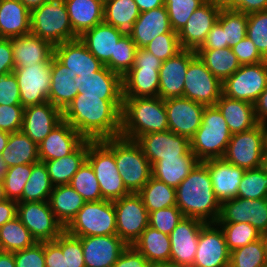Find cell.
<instances>
[{
    "instance_id": "obj_1",
    "label": "cell",
    "mask_w": 267,
    "mask_h": 267,
    "mask_svg": "<svg viewBox=\"0 0 267 267\" xmlns=\"http://www.w3.org/2000/svg\"><path fill=\"white\" fill-rule=\"evenodd\" d=\"M122 108L123 101L78 93L62 114L85 140L99 141L120 136Z\"/></svg>"
},
{
    "instance_id": "obj_2",
    "label": "cell",
    "mask_w": 267,
    "mask_h": 267,
    "mask_svg": "<svg viewBox=\"0 0 267 267\" xmlns=\"http://www.w3.org/2000/svg\"><path fill=\"white\" fill-rule=\"evenodd\" d=\"M176 206L185 217L216 223L221 203L217 200L208 167L199 162L176 187Z\"/></svg>"
},
{
    "instance_id": "obj_3",
    "label": "cell",
    "mask_w": 267,
    "mask_h": 267,
    "mask_svg": "<svg viewBox=\"0 0 267 267\" xmlns=\"http://www.w3.org/2000/svg\"><path fill=\"white\" fill-rule=\"evenodd\" d=\"M164 100L160 97L123 98L120 136L136 140L138 137L168 131Z\"/></svg>"
},
{
    "instance_id": "obj_4",
    "label": "cell",
    "mask_w": 267,
    "mask_h": 267,
    "mask_svg": "<svg viewBox=\"0 0 267 267\" xmlns=\"http://www.w3.org/2000/svg\"><path fill=\"white\" fill-rule=\"evenodd\" d=\"M113 152L126 189L138 193L152 176L149 160L135 140L122 136L102 140Z\"/></svg>"
},
{
    "instance_id": "obj_5",
    "label": "cell",
    "mask_w": 267,
    "mask_h": 267,
    "mask_svg": "<svg viewBox=\"0 0 267 267\" xmlns=\"http://www.w3.org/2000/svg\"><path fill=\"white\" fill-rule=\"evenodd\" d=\"M231 135L218 107L205 106L201 126L190 139V150L200 162L223 158Z\"/></svg>"
},
{
    "instance_id": "obj_6",
    "label": "cell",
    "mask_w": 267,
    "mask_h": 267,
    "mask_svg": "<svg viewBox=\"0 0 267 267\" xmlns=\"http://www.w3.org/2000/svg\"><path fill=\"white\" fill-rule=\"evenodd\" d=\"M30 33L54 46L78 38L71 27L64 0H50L30 10Z\"/></svg>"
},
{
    "instance_id": "obj_7",
    "label": "cell",
    "mask_w": 267,
    "mask_h": 267,
    "mask_svg": "<svg viewBox=\"0 0 267 267\" xmlns=\"http://www.w3.org/2000/svg\"><path fill=\"white\" fill-rule=\"evenodd\" d=\"M65 231L76 237L117 235L113 201L102 199L85 202Z\"/></svg>"
},
{
    "instance_id": "obj_8",
    "label": "cell",
    "mask_w": 267,
    "mask_h": 267,
    "mask_svg": "<svg viewBox=\"0 0 267 267\" xmlns=\"http://www.w3.org/2000/svg\"><path fill=\"white\" fill-rule=\"evenodd\" d=\"M86 160L94 170L104 200L114 201L130 194L117 169L114 152L102 140H88Z\"/></svg>"
},
{
    "instance_id": "obj_9",
    "label": "cell",
    "mask_w": 267,
    "mask_h": 267,
    "mask_svg": "<svg viewBox=\"0 0 267 267\" xmlns=\"http://www.w3.org/2000/svg\"><path fill=\"white\" fill-rule=\"evenodd\" d=\"M54 56L73 73L74 98L83 93L94 72L104 66L79 38L55 45Z\"/></svg>"
},
{
    "instance_id": "obj_10",
    "label": "cell",
    "mask_w": 267,
    "mask_h": 267,
    "mask_svg": "<svg viewBox=\"0 0 267 267\" xmlns=\"http://www.w3.org/2000/svg\"><path fill=\"white\" fill-rule=\"evenodd\" d=\"M223 159L245 170L266 164L260 124L258 123L249 130L232 134Z\"/></svg>"
},
{
    "instance_id": "obj_11",
    "label": "cell",
    "mask_w": 267,
    "mask_h": 267,
    "mask_svg": "<svg viewBox=\"0 0 267 267\" xmlns=\"http://www.w3.org/2000/svg\"><path fill=\"white\" fill-rule=\"evenodd\" d=\"M267 86V60L258 64L241 65L222 82V94L232 99L255 104Z\"/></svg>"
},
{
    "instance_id": "obj_12",
    "label": "cell",
    "mask_w": 267,
    "mask_h": 267,
    "mask_svg": "<svg viewBox=\"0 0 267 267\" xmlns=\"http://www.w3.org/2000/svg\"><path fill=\"white\" fill-rule=\"evenodd\" d=\"M117 236L128 246L133 245L149 226V213L138 193L114 200Z\"/></svg>"
},
{
    "instance_id": "obj_13",
    "label": "cell",
    "mask_w": 267,
    "mask_h": 267,
    "mask_svg": "<svg viewBox=\"0 0 267 267\" xmlns=\"http://www.w3.org/2000/svg\"><path fill=\"white\" fill-rule=\"evenodd\" d=\"M16 215L37 242L54 241L65 230L48 201L17 202Z\"/></svg>"
},
{
    "instance_id": "obj_14",
    "label": "cell",
    "mask_w": 267,
    "mask_h": 267,
    "mask_svg": "<svg viewBox=\"0 0 267 267\" xmlns=\"http://www.w3.org/2000/svg\"><path fill=\"white\" fill-rule=\"evenodd\" d=\"M222 94V82L196 56L187 68L183 97L204 106H213Z\"/></svg>"
},
{
    "instance_id": "obj_15",
    "label": "cell",
    "mask_w": 267,
    "mask_h": 267,
    "mask_svg": "<svg viewBox=\"0 0 267 267\" xmlns=\"http://www.w3.org/2000/svg\"><path fill=\"white\" fill-rule=\"evenodd\" d=\"M20 89L21 105L25 108L48 101L51 84V62L13 70Z\"/></svg>"
},
{
    "instance_id": "obj_16",
    "label": "cell",
    "mask_w": 267,
    "mask_h": 267,
    "mask_svg": "<svg viewBox=\"0 0 267 267\" xmlns=\"http://www.w3.org/2000/svg\"><path fill=\"white\" fill-rule=\"evenodd\" d=\"M247 222L262 235L267 234V198H233L221 203L216 223Z\"/></svg>"
},
{
    "instance_id": "obj_17",
    "label": "cell",
    "mask_w": 267,
    "mask_h": 267,
    "mask_svg": "<svg viewBox=\"0 0 267 267\" xmlns=\"http://www.w3.org/2000/svg\"><path fill=\"white\" fill-rule=\"evenodd\" d=\"M230 251L217 223H206L200 231L192 267H229Z\"/></svg>"
},
{
    "instance_id": "obj_18",
    "label": "cell",
    "mask_w": 267,
    "mask_h": 267,
    "mask_svg": "<svg viewBox=\"0 0 267 267\" xmlns=\"http://www.w3.org/2000/svg\"><path fill=\"white\" fill-rule=\"evenodd\" d=\"M206 223L197 218L184 217L169 234L170 261L183 267H192L201 228Z\"/></svg>"
},
{
    "instance_id": "obj_19",
    "label": "cell",
    "mask_w": 267,
    "mask_h": 267,
    "mask_svg": "<svg viewBox=\"0 0 267 267\" xmlns=\"http://www.w3.org/2000/svg\"><path fill=\"white\" fill-rule=\"evenodd\" d=\"M164 105L169 131L190 140L201 126L205 106L184 97L165 99Z\"/></svg>"
},
{
    "instance_id": "obj_20",
    "label": "cell",
    "mask_w": 267,
    "mask_h": 267,
    "mask_svg": "<svg viewBox=\"0 0 267 267\" xmlns=\"http://www.w3.org/2000/svg\"><path fill=\"white\" fill-rule=\"evenodd\" d=\"M220 11L221 8L210 0L197 8L177 33L181 48L197 51L217 22Z\"/></svg>"
},
{
    "instance_id": "obj_21",
    "label": "cell",
    "mask_w": 267,
    "mask_h": 267,
    "mask_svg": "<svg viewBox=\"0 0 267 267\" xmlns=\"http://www.w3.org/2000/svg\"><path fill=\"white\" fill-rule=\"evenodd\" d=\"M152 166L162 158L184 156L190 150V140L172 131L145 134L135 140Z\"/></svg>"
},
{
    "instance_id": "obj_22",
    "label": "cell",
    "mask_w": 267,
    "mask_h": 267,
    "mask_svg": "<svg viewBox=\"0 0 267 267\" xmlns=\"http://www.w3.org/2000/svg\"><path fill=\"white\" fill-rule=\"evenodd\" d=\"M196 51L182 49L175 56L162 62L159 69V91L161 99L183 97L185 76Z\"/></svg>"
},
{
    "instance_id": "obj_23",
    "label": "cell",
    "mask_w": 267,
    "mask_h": 267,
    "mask_svg": "<svg viewBox=\"0 0 267 267\" xmlns=\"http://www.w3.org/2000/svg\"><path fill=\"white\" fill-rule=\"evenodd\" d=\"M124 34V31L103 22L85 31L78 38L95 58L115 72V49Z\"/></svg>"
},
{
    "instance_id": "obj_24",
    "label": "cell",
    "mask_w": 267,
    "mask_h": 267,
    "mask_svg": "<svg viewBox=\"0 0 267 267\" xmlns=\"http://www.w3.org/2000/svg\"><path fill=\"white\" fill-rule=\"evenodd\" d=\"M85 267H112L128 246L117 235L79 237Z\"/></svg>"
},
{
    "instance_id": "obj_25",
    "label": "cell",
    "mask_w": 267,
    "mask_h": 267,
    "mask_svg": "<svg viewBox=\"0 0 267 267\" xmlns=\"http://www.w3.org/2000/svg\"><path fill=\"white\" fill-rule=\"evenodd\" d=\"M63 120L60 109L50 102L24 108L22 131L37 145Z\"/></svg>"
},
{
    "instance_id": "obj_26",
    "label": "cell",
    "mask_w": 267,
    "mask_h": 267,
    "mask_svg": "<svg viewBox=\"0 0 267 267\" xmlns=\"http://www.w3.org/2000/svg\"><path fill=\"white\" fill-rule=\"evenodd\" d=\"M84 141L68 122L62 120L38 145L39 159L44 162L68 156Z\"/></svg>"
},
{
    "instance_id": "obj_27",
    "label": "cell",
    "mask_w": 267,
    "mask_h": 267,
    "mask_svg": "<svg viewBox=\"0 0 267 267\" xmlns=\"http://www.w3.org/2000/svg\"><path fill=\"white\" fill-rule=\"evenodd\" d=\"M203 163L208 167L217 200L222 203L236 198L245 169L223 158L209 159Z\"/></svg>"
},
{
    "instance_id": "obj_28",
    "label": "cell",
    "mask_w": 267,
    "mask_h": 267,
    "mask_svg": "<svg viewBox=\"0 0 267 267\" xmlns=\"http://www.w3.org/2000/svg\"><path fill=\"white\" fill-rule=\"evenodd\" d=\"M173 31L165 6L140 13L128 32L137 48H145L157 36Z\"/></svg>"
},
{
    "instance_id": "obj_29",
    "label": "cell",
    "mask_w": 267,
    "mask_h": 267,
    "mask_svg": "<svg viewBox=\"0 0 267 267\" xmlns=\"http://www.w3.org/2000/svg\"><path fill=\"white\" fill-rule=\"evenodd\" d=\"M12 49L15 68H25L37 63L51 62L54 45L33 34L12 37Z\"/></svg>"
},
{
    "instance_id": "obj_30",
    "label": "cell",
    "mask_w": 267,
    "mask_h": 267,
    "mask_svg": "<svg viewBox=\"0 0 267 267\" xmlns=\"http://www.w3.org/2000/svg\"><path fill=\"white\" fill-rule=\"evenodd\" d=\"M30 10L20 0H0V38L30 34Z\"/></svg>"
},
{
    "instance_id": "obj_31",
    "label": "cell",
    "mask_w": 267,
    "mask_h": 267,
    "mask_svg": "<svg viewBox=\"0 0 267 267\" xmlns=\"http://www.w3.org/2000/svg\"><path fill=\"white\" fill-rule=\"evenodd\" d=\"M74 34L80 37L85 31L103 23L104 4L100 0H64Z\"/></svg>"
},
{
    "instance_id": "obj_32",
    "label": "cell",
    "mask_w": 267,
    "mask_h": 267,
    "mask_svg": "<svg viewBox=\"0 0 267 267\" xmlns=\"http://www.w3.org/2000/svg\"><path fill=\"white\" fill-rule=\"evenodd\" d=\"M215 105L222 113L231 134L249 130L258 124L252 103L221 94Z\"/></svg>"
},
{
    "instance_id": "obj_33",
    "label": "cell",
    "mask_w": 267,
    "mask_h": 267,
    "mask_svg": "<svg viewBox=\"0 0 267 267\" xmlns=\"http://www.w3.org/2000/svg\"><path fill=\"white\" fill-rule=\"evenodd\" d=\"M159 69L131 68L122 77L123 98L158 97Z\"/></svg>"
},
{
    "instance_id": "obj_34",
    "label": "cell",
    "mask_w": 267,
    "mask_h": 267,
    "mask_svg": "<svg viewBox=\"0 0 267 267\" xmlns=\"http://www.w3.org/2000/svg\"><path fill=\"white\" fill-rule=\"evenodd\" d=\"M199 162L191 150L177 158H162L151 166L152 177L176 188Z\"/></svg>"
},
{
    "instance_id": "obj_35",
    "label": "cell",
    "mask_w": 267,
    "mask_h": 267,
    "mask_svg": "<svg viewBox=\"0 0 267 267\" xmlns=\"http://www.w3.org/2000/svg\"><path fill=\"white\" fill-rule=\"evenodd\" d=\"M73 99V73L53 56L51 61V84L48 102L63 112Z\"/></svg>"
},
{
    "instance_id": "obj_36",
    "label": "cell",
    "mask_w": 267,
    "mask_h": 267,
    "mask_svg": "<svg viewBox=\"0 0 267 267\" xmlns=\"http://www.w3.org/2000/svg\"><path fill=\"white\" fill-rule=\"evenodd\" d=\"M48 202L55 217L65 228L86 201L73 187L67 184L55 186Z\"/></svg>"
},
{
    "instance_id": "obj_37",
    "label": "cell",
    "mask_w": 267,
    "mask_h": 267,
    "mask_svg": "<svg viewBox=\"0 0 267 267\" xmlns=\"http://www.w3.org/2000/svg\"><path fill=\"white\" fill-rule=\"evenodd\" d=\"M88 152L85 140L73 153L55 160L44 161L53 186L67 185L84 163Z\"/></svg>"
},
{
    "instance_id": "obj_38",
    "label": "cell",
    "mask_w": 267,
    "mask_h": 267,
    "mask_svg": "<svg viewBox=\"0 0 267 267\" xmlns=\"http://www.w3.org/2000/svg\"><path fill=\"white\" fill-rule=\"evenodd\" d=\"M0 156L7 167L22 164H34L39 159L38 145L34 143L22 130L10 133L6 147Z\"/></svg>"
},
{
    "instance_id": "obj_39",
    "label": "cell",
    "mask_w": 267,
    "mask_h": 267,
    "mask_svg": "<svg viewBox=\"0 0 267 267\" xmlns=\"http://www.w3.org/2000/svg\"><path fill=\"white\" fill-rule=\"evenodd\" d=\"M133 246L146 257L148 262H169L171 242L169 235L148 226Z\"/></svg>"
},
{
    "instance_id": "obj_40",
    "label": "cell",
    "mask_w": 267,
    "mask_h": 267,
    "mask_svg": "<svg viewBox=\"0 0 267 267\" xmlns=\"http://www.w3.org/2000/svg\"><path fill=\"white\" fill-rule=\"evenodd\" d=\"M83 95L102 96V100L123 101L122 77L105 65L90 77Z\"/></svg>"
},
{
    "instance_id": "obj_41",
    "label": "cell",
    "mask_w": 267,
    "mask_h": 267,
    "mask_svg": "<svg viewBox=\"0 0 267 267\" xmlns=\"http://www.w3.org/2000/svg\"><path fill=\"white\" fill-rule=\"evenodd\" d=\"M196 55L221 82L233 75L241 66L232 48L197 50Z\"/></svg>"
},
{
    "instance_id": "obj_42",
    "label": "cell",
    "mask_w": 267,
    "mask_h": 267,
    "mask_svg": "<svg viewBox=\"0 0 267 267\" xmlns=\"http://www.w3.org/2000/svg\"><path fill=\"white\" fill-rule=\"evenodd\" d=\"M140 15L134 0H110L104 4L103 22L128 33Z\"/></svg>"
},
{
    "instance_id": "obj_43",
    "label": "cell",
    "mask_w": 267,
    "mask_h": 267,
    "mask_svg": "<svg viewBox=\"0 0 267 267\" xmlns=\"http://www.w3.org/2000/svg\"><path fill=\"white\" fill-rule=\"evenodd\" d=\"M53 188L45 163L38 161L32 164L30 177L25 184L22 197L17 202L48 201Z\"/></svg>"
},
{
    "instance_id": "obj_44",
    "label": "cell",
    "mask_w": 267,
    "mask_h": 267,
    "mask_svg": "<svg viewBox=\"0 0 267 267\" xmlns=\"http://www.w3.org/2000/svg\"><path fill=\"white\" fill-rule=\"evenodd\" d=\"M138 194L148 213L176 205V188L152 176Z\"/></svg>"
},
{
    "instance_id": "obj_45",
    "label": "cell",
    "mask_w": 267,
    "mask_h": 267,
    "mask_svg": "<svg viewBox=\"0 0 267 267\" xmlns=\"http://www.w3.org/2000/svg\"><path fill=\"white\" fill-rule=\"evenodd\" d=\"M36 242L17 216L0 227V251L14 253L31 247Z\"/></svg>"
},
{
    "instance_id": "obj_46",
    "label": "cell",
    "mask_w": 267,
    "mask_h": 267,
    "mask_svg": "<svg viewBox=\"0 0 267 267\" xmlns=\"http://www.w3.org/2000/svg\"><path fill=\"white\" fill-rule=\"evenodd\" d=\"M217 21L225 36V47L233 48L247 36L248 14L231 9H221Z\"/></svg>"
},
{
    "instance_id": "obj_47",
    "label": "cell",
    "mask_w": 267,
    "mask_h": 267,
    "mask_svg": "<svg viewBox=\"0 0 267 267\" xmlns=\"http://www.w3.org/2000/svg\"><path fill=\"white\" fill-rule=\"evenodd\" d=\"M266 245L263 236L230 252L229 267H264Z\"/></svg>"
},
{
    "instance_id": "obj_48",
    "label": "cell",
    "mask_w": 267,
    "mask_h": 267,
    "mask_svg": "<svg viewBox=\"0 0 267 267\" xmlns=\"http://www.w3.org/2000/svg\"><path fill=\"white\" fill-rule=\"evenodd\" d=\"M238 198H267V163L261 167L245 170L238 189Z\"/></svg>"
},
{
    "instance_id": "obj_49",
    "label": "cell",
    "mask_w": 267,
    "mask_h": 267,
    "mask_svg": "<svg viewBox=\"0 0 267 267\" xmlns=\"http://www.w3.org/2000/svg\"><path fill=\"white\" fill-rule=\"evenodd\" d=\"M69 185L78 192L86 202L102 200L99 182L90 163L85 160L74 174Z\"/></svg>"
},
{
    "instance_id": "obj_50",
    "label": "cell",
    "mask_w": 267,
    "mask_h": 267,
    "mask_svg": "<svg viewBox=\"0 0 267 267\" xmlns=\"http://www.w3.org/2000/svg\"><path fill=\"white\" fill-rule=\"evenodd\" d=\"M217 224L224 233L226 245L230 252L263 236L255 227L247 222Z\"/></svg>"
},
{
    "instance_id": "obj_51",
    "label": "cell",
    "mask_w": 267,
    "mask_h": 267,
    "mask_svg": "<svg viewBox=\"0 0 267 267\" xmlns=\"http://www.w3.org/2000/svg\"><path fill=\"white\" fill-rule=\"evenodd\" d=\"M207 0H164V6L175 32H179L187 23L192 13Z\"/></svg>"
},
{
    "instance_id": "obj_52",
    "label": "cell",
    "mask_w": 267,
    "mask_h": 267,
    "mask_svg": "<svg viewBox=\"0 0 267 267\" xmlns=\"http://www.w3.org/2000/svg\"><path fill=\"white\" fill-rule=\"evenodd\" d=\"M31 171L32 164L15 165L8 168L3 179L7 199L18 201L22 197Z\"/></svg>"
},
{
    "instance_id": "obj_53",
    "label": "cell",
    "mask_w": 267,
    "mask_h": 267,
    "mask_svg": "<svg viewBox=\"0 0 267 267\" xmlns=\"http://www.w3.org/2000/svg\"><path fill=\"white\" fill-rule=\"evenodd\" d=\"M247 37L267 60V10L248 14Z\"/></svg>"
},
{
    "instance_id": "obj_54",
    "label": "cell",
    "mask_w": 267,
    "mask_h": 267,
    "mask_svg": "<svg viewBox=\"0 0 267 267\" xmlns=\"http://www.w3.org/2000/svg\"><path fill=\"white\" fill-rule=\"evenodd\" d=\"M136 44L131 36L125 33L117 42L115 49V73L123 77L134 65Z\"/></svg>"
},
{
    "instance_id": "obj_55",
    "label": "cell",
    "mask_w": 267,
    "mask_h": 267,
    "mask_svg": "<svg viewBox=\"0 0 267 267\" xmlns=\"http://www.w3.org/2000/svg\"><path fill=\"white\" fill-rule=\"evenodd\" d=\"M184 217L181 210L174 205L149 213L148 221L149 226L169 235Z\"/></svg>"
},
{
    "instance_id": "obj_56",
    "label": "cell",
    "mask_w": 267,
    "mask_h": 267,
    "mask_svg": "<svg viewBox=\"0 0 267 267\" xmlns=\"http://www.w3.org/2000/svg\"><path fill=\"white\" fill-rule=\"evenodd\" d=\"M161 61H165L182 50L177 33H164L157 36L145 48Z\"/></svg>"
},
{
    "instance_id": "obj_57",
    "label": "cell",
    "mask_w": 267,
    "mask_h": 267,
    "mask_svg": "<svg viewBox=\"0 0 267 267\" xmlns=\"http://www.w3.org/2000/svg\"><path fill=\"white\" fill-rule=\"evenodd\" d=\"M45 267H67L66 231L54 241H44Z\"/></svg>"
},
{
    "instance_id": "obj_58",
    "label": "cell",
    "mask_w": 267,
    "mask_h": 267,
    "mask_svg": "<svg viewBox=\"0 0 267 267\" xmlns=\"http://www.w3.org/2000/svg\"><path fill=\"white\" fill-rule=\"evenodd\" d=\"M24 107L0 105V130L14 133L22 130Z\"/></svg>"
},
{
    "instance_id": "obj_59",
    "label": "cell",
    "mask_w": 267,
    "mask_h": 267,
    "mask_svg": "<svg viewBox=\"0 0 267 267\" xmlns=\"http://www.w3.org/2000/svg\"><path fill=\"white\" fill-rule=\"evenodd\" d=\"M13 254L16 267H45L44 241Z\"/></svg>"
},
{
    "instance_id": "obj_60",
    "label": "cell",
    "mask_w": 267,
    "mask_h": 267,
    "mask_svg": "<svg viewBox=\"0 0 267 267\" xmlns=\"http://www.w3.org/2000/svg\"><path fill=\"white\" fill-rule=\"evenodd\" d=\"M0 105H21L20 89L13 72L0 74Z\"/></svg>"
},
{
    "instance_id": "obj_61",
    "label": "cell",
    "mask_w": 267,
    "mask_h": 267,
    "mask_svg": "<svg viewBox=\"0 0 267 267\" xmlns=\"http://www.w3.org/2000/svg\"><path fill=\"white\" fill-rule=\"evenodd\" d=\"M241 65L258 64L265 61L253 42L246 36L232 48Z\"/></svg>"
},
{
    "instance_id": "obj_62",
    "label": "cell",
    "mask_w": 267,
    "mask_h": 267,
    "mask_svg": "<svg viewBox=\"0 0 267 267\" xmlns=\"http://www.w3.org/2000/svg\"><path fill=\"white\" fill-rule=\"evenodd\" d=\"M67 267H85L82 243L79 237L66 232Z\"/></svg>"
},
{
    "instance_id": "obj_63",
    "label": "cell",
    "mask_w": 267,
    "mask_h": 267,
    "mask_svg": "<svg viewBox=\"0 0 267 267\" xmlns=\"http://www.w3.org/2000/svg\"><path fill=\"white\" fill-rule=\"evenodd\" d=\"M150 263L133 245L127 246L112 267H149Z\"/></svg>"
},
{
    "instance_id": "obj_64",
    "label": "cell",
    "mask_w": 267,
    "mask_h": 267,
    "mask_svg": "<svg viewBox=\"0 0 267 267\" xmlns=\"http://www.w3.org/2000/svg\"><path fill=\"white\" fill-rule=\"evenodd\" d=\"M14 69L11 38H0V74L11 73Z\"/></svg>"
},
{
    "instance_id": "obj_65",
    "label": "cell",
    "mask_w": 267,
    "mask_h": 267,
    "mask_svg": "<svg viewBox=\"0 0 267 267\" xmlns=\"http://www.w3.org/2000/svg\"><path fill=\"white\" fill-rule=\"evenodd\" d=\"M225 48V36L221 24L217 21L206 36L205 41L198 50Z\"/></svg>"
},
{
    "instance_id": "obj_66",
    "label": "cell",
    "mask_w": 267,
    "mask_h": 267,
    "mask_svg": "<svg viewBox=\"0 0 267 267\" xmlns=\"http://www.w3.org/2000/svg\"><path fill=\"white\" fill-rule=\"evenodd\" d=\"M162 62L160 59L155 57L152 53L148 52L144 48H137L135 53V62L131 68H153L160 69L162 66Z\"/></svg>"
},
{
    "instance_id": "obj_67",
    "label": "cell",
    "mask_w": 267,
    "mask_h": 267,
    "mask_svg": "<svg viewBox=\"0 0 267 267\" xmlns=\"http://www.w3.org/2000/svg\"><path fill=\"white\" fill-rule=\"evenodd\" d=\"M229 9L250 14L267 10V0H237Z\"/></svg>"
},
{
    "instance_id": "obj_68",
    "label": "cell",
    "mask_w": 267,
    "mask_h": 267,
    "mask_svg": "<svg viewBox=\"0 0 267 267\" xmlns=\"http://www.w3.org/2000/svg\"><path fill=\"white\" fill-rule=\"evenodd\" d=\"M17 201L6 199L0 201V227L17 215Z\"/></svg>"
},
{
    "instance_id": "obj_69",
    "label": "cell",
    "mask_w": 267,
    "mask_h": 267,
    "mask_svg": "<svg viewBox=\"0 0 267 267\" xmlns=\"http://www.w3.org/2000/svg\"><path fill=\"white\" fill-rule=\"evenodd\" d=\"M257 123L267 121V86L254 104Z\"/></svg>"
},
{
    "instance_id": "obj_70",
    "label": "cell",
    "mask_w": 267,
    "mask_h": 267,
    "mask_svg": "<svg viewBox=\"0 0 267 267\" xmlns=\"http://www.w3.org/2000/svg\"><path fill=\"white\" fill-rule=\"evenodd\" d=\"M140 13L164 6V0H134Z\"/></svg>"
},
{
    "instance_id": "obj_71",
    "label": "cell",
    "mask_w": 267,
    "mask_h": 267,
    "mask_svg": "<svg viewBox=\"0 0 267 267\" xmlns=\"http://www.w3.org/2000/svg\"><path fill=\"white\" fill-rule=\"evenodd\" d=\"M0 267H16L14 254L0 251Z\"/></svg>"
},
{
    "instance_id": "obj_72",
    "label": "cell",
    "mask_w": 267,
    "mask_h": 267,
    "mask_svg": "<svg viewBox=\"0 0 267 267\" xmlns=\"http://www.w3.org/2000/svg\"><path fill=\"white\" fill-rule=\"evenodd\" d=\"M29 10L42 5L50 0H20Z\"/></svg>"
},
{
    "instance_id": "obj_73",
    "label": "cell",
    "mask_w": 267,
    "mask_h": 267,
    "mask_svg": "<svg viewBox=\"0 0 267 267\" xmlns=\"http://www.w3.org/2000/svg\"><path fill=\"white\" fill-rule=\"evenodd\" d=\"M221 9H229L237 0H210Z\"/></svg>"
},
{
    "instance_id": "obj_74",
    "label": "cell",
    "mask_w": 267,
    "mask_h": 267,
    "mask_svg": "<svg viewBox=\"0 0 267 267\" xmlns=\"http://www.w3.org/2000/svg\"><path fill=\"white\" fill-rule=\"evenodd\" d=\"M260 126L263 132V148L267 159V121L260 123Z\"/></svg>"
},
{
    "instance_id": "obj_75",
    "label": "cell",
    "mask_w": 267,
    "mask_h": 267,
    "mask_svg": "<svg viewBox=\"0 0 267 267\" xmlns=\"http://www.w3.org/2000/svg\"><path fill=\"white\" fill-rule=\"evenodd\" d=\"M9 136H10L9 132L0 130V154L2 153L3 149L6 147Z\"/></svg>"
},
{
    "instance_id": "obj_76",
    "label": "cell",
    "mask_w": 267,
    "mask_h": 267,
    "mask_svg": "<svg viewBox=\"0 0 267 267\" xmlns=\"http://www.w3.org/2000/svg\"><path fill=\"white\" fill-rule=\"evenodd\" d=\"M149 267H183L180 265L175 264L174 262H156V263H151Z\"/></svg>"
},
{
    "instance_id": "obj_77",
    "label": "cell",
    "mask_w": 267,
    "mask_h": 267,
    "mask_svg": "<svg viewBox=\"0 0 267 267\" xmlns=\"http://www.w3.org/2000/svg\"><path fill=\"white\" fill-rule=\"evenodd\" d=\"M7 170L8 167L5 163V160L0 156V181H3Z\"/></svg>"
},
{
    "instance_id": "obj_78",
    "label": "cell",
    "mask_w": 267,
    "mask_h": 267,
    "mask_svg": "<svg viewBox=\"0 0 267 267\" xmlns=\"http://www.w3.org/2000/svg\"><path fill=\"white\" fill-rule=\"evenodd\" d=\"M6 194H5V189H4V183L3 181H0V201L6 200Z\"/></svg>"
},
{
    "instance_id": "obj_79",
    "label": "cell",
    "mask_w": 267,
    "mask_h": 267,
    "mask_svg": "<svg viewBox=\"0 0 267 267\" xmlns=\"http://www.w3.org/2000/svg\"><path fill=\"white\" fill-rule=\"evenodd\" d=\"M265 245H266V265H267V234L263 235Z\"/></svg>"
},
{
    "instance_id": "obj_80",
    "label": "cell",
    "mask_w": 267,
    "mask_h": 267,
    "mask_svg": "<svg viewBox=\"0 0 267 267\" xmlns=\"http://www.w3.org/2000/svg\"><path fill=\"white\" fill-rule=\"evenodd\" d=\"M103 4L109 2L110 0H100Z\"/></svg>"
}]
</instances>
